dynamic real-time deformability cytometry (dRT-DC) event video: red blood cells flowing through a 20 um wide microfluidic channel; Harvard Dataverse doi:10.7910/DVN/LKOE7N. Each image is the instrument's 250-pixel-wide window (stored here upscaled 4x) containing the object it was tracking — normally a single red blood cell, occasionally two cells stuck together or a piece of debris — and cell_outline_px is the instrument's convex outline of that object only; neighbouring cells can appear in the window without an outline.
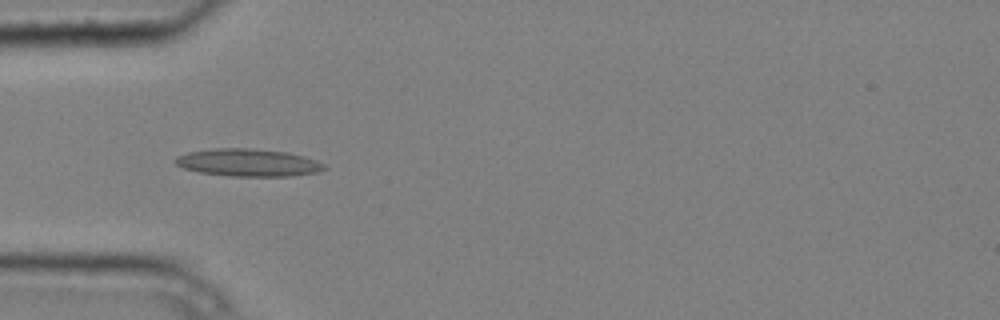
{"species": "common noctule bat (a hibernating species)", "species_latin": "Nyctalus noctula", "temperature_condition": "cold", "stored_images_in_passage": 4, "camera_frame_rate_fps": 3000, "um_per_image_px": 0.085, "animal": {"sex": "male", "body_mass_g": 20.4}, "frame": {"image": 1, "passage_image": 4, "time_ms": 1.0, "image_size_px": [1000, 320], "cell_outline_px": [[328, 168], [316, 172], [292, 176], [228, 176], [200, 172], [184, 168], [176, 164], [172, 160], [176, 156], [188, 152], [212, 148], [248, 148], [288, 152], [304, 156], [316, 160], [324, 164]], "centroid_in_image_um": [21.08, 13.82], "position_along_channel_um": 63.9, "area_um2": 23.99}}